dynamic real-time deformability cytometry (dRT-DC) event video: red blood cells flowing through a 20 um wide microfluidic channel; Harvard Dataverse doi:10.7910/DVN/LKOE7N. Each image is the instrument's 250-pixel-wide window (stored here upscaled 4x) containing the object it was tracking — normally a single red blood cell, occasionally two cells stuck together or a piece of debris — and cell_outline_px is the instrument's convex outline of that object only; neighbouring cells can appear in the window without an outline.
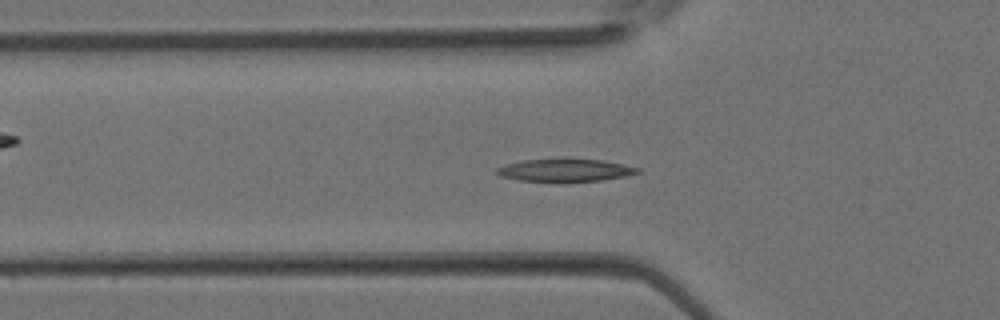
{"species": "Egyptian fruit bat (a non-hibernating species)", "species_latin": "Rousettus aegyptiacus", "temperature_condition": "room temperature", "stored_images_in_passage": 38, "camera_frame_rate_fps": 3000, "um_per_image_px": 0.085, "animal": {"sex": "female"}, "frame": {"image": 1, "passage_image": 12, "time_ms": 3.667, "image_size_px": [1000, 320], "cell_outline_px": [[640, 172], [624, 176], [600, 180], [560, 184], [556, 184], [520, 180], [500, 176], [496, 172], [496, 168], [504, 164], [524, 160], [560, 156], [604, 160], [624, 164], [640, 168]], "centroid_in_image_um": [47.99, 14.46], "position_along_channel_um": 77.8, "area_um2": 20.06}}
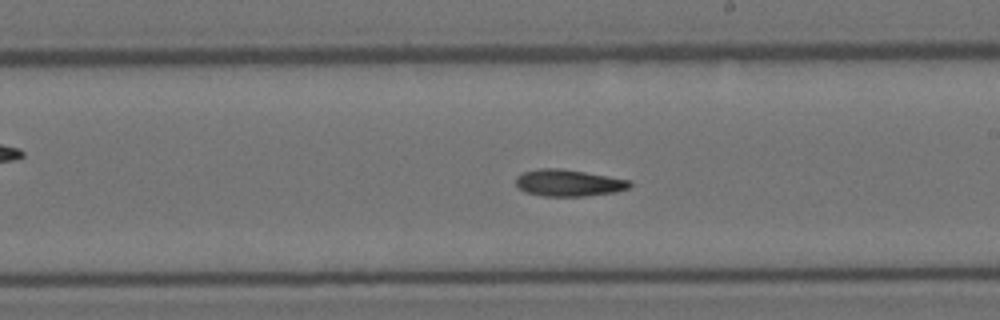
{"frame": {"image": 2, "passage_image": 21, "time_ms": 6.667, "image_size_px": [1000, 320], "cell_outline_px": [[632, 184], [628, 188], [616, 192], [584, 196], [544, 196], [524, 192], [516, 184], [516, 176], [524, 172], [536, 168], [560, 168], [632, 180]], "centroid_in_image_um": [48.32, 15.54], "position_along_channel_um": 240.7, "area_um2": 17.8}}
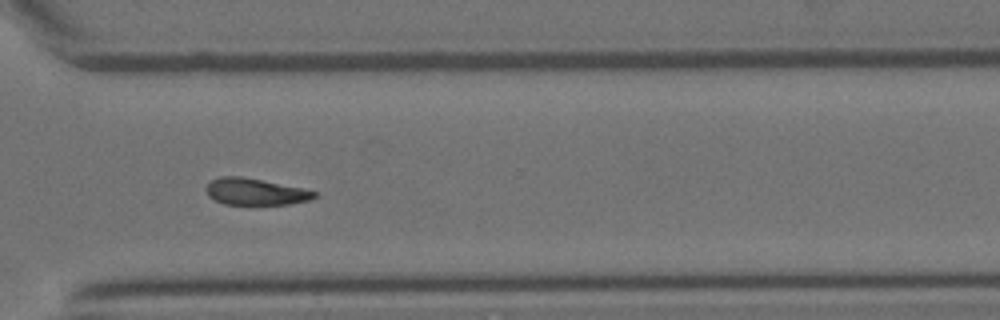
{"frame": {"image": 3, "passage_image": 27, "time_ms": 8.667, "image_size_px": [1000, 320], "cell_outline_px": [[316, 196], [308, 200], [288, 204], [224, 204], [208, 196], [204, 188], [212, 180], [220, 176], [240, 176], [304, 188], [316, 192]], "centroid_in_image_um": [21.67, 16.29], "position_along_channel_um": 348.9, "area_um2": 16.65}}